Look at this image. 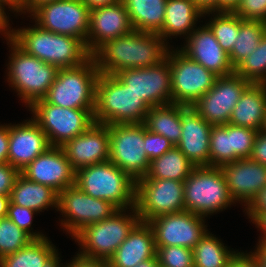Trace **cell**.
<instances>
[{
	"mask_svg": "<svg viewBox=\"0 0 266 267\" xmlns=\"http://www.w3.org/2000/svg\"><path fill=\"white\" fill-rule=\"evenodd\" d=\"M168 48V43L157 33L133 30L104 42L91 57L100 73L116 75L125 69L157 65L166 58Z\"/></svg>",
	"mask_w": 266,
	"mask_h": 267,
	"instance_id": "obj_1",
	"label": "cell"
},
{
	"mask_svg": "<svg viewBox=\"0 0 266 267\" xmlns=\"http://www.w3.org/2000/svg\"><path fill=\"white\" fill-rule=\"evenodd\" d=\"M34 27L12 29L10 39L25 53L58 69L74 68L91 58L86 44L76 37Z\"/></svg>",
	"mask_w": 266,
	"mask_h": 267,
	"instance_id": "obj_2",
	"label": "cell"
},
{
	"mask_svg": "<svg viewBox=\"0 0 266 267\" xmlns=\"http://www.w3.org/2000/svg\"><path fill=\"white\" fill-rule=\"evenodd\" d=\"M149 110L147 103L130 90L117 75L100 73L96 84L93 113L96 123H142Z\"/></svg>",
	"mask_w": 266,
	"mask_h": 267,
	"instance_id": "obj_3",
	"label": "cell"
},
{
	"mask_svg": "<svg viewBox=\"0 0 266 267\" xmlns=\"http://www.w3.org/2000/svg\"><path fill=\"white\" fill-rule=\"evenodd\" d=\"M75 185L89 196L107 200L118 209L135 207L136 181L111 161L79 169L75 172Z\"/></svg>",
	"mask_w": 266,
	"mask_h": 267,
	"instance_id": "obj_4",
	"label": "cell"
},
{
	"mask_svg": "<svg viewBox=\"0 0 266 267\" xmlns=\"http://www.w3.org/2000/svg\"><path fill=\"white\" fill-rule=\"evenodd\" d=\"M126 210L118 209L107 219L79 231L73 237L82 250L77 254L88 259L108 260L140 221L135 207L130 214L125 213Z\"/></svg>",
	"mask_w": 266,
	"mask_h": 267,
	"instance_id": "obj_5",
	"label": "cell"
},
{
	"mask_svg": "<svg viewBox=\"0 0 266 267\" xmlns=\"http://www.w3.org/2000/svg\"><path fill=\"white\" fill-rule=\"evenodd\" d=\"M6 39L7 45L11 46L7 81L29 108L36 100L42 99L47 94L59 69L53 64H47L28 55L9 37Z\"/></svg>",
	"mask_w": 266,
	"mask_h": 267,
	"instance_id": "obj_6",
	"label": "cell"
},
{
	"mask_svg": "<svg viewBox=\"0 0 266 267\" xmlns=\"http://www.w3.org/2000/svg\"><path fill=\"white\" fill-rule=\"evenodd\" d=\"M234 204L220 167H194L184 180L185 211L207 217Z\"/></svg>",
	"mask_w": 266,
	"mask_h": 267,
	"instance_id": "obj_7",
	"label": "cell"
},
{
	"mask_svg": "<svg viewBox=\"0 0 266 267\" xmlns=\"http://www.w3.org/2000/svg\"><path fill=\"white\" fill-rule=\"evenodd\" d=\"M100 72L94 59L74 68L59 69L43 99L70 109H95L96 84Z\"/></svg>",
	"mask_w": 266,
	"mask_h": 267,
	"instance_id": "obj_8",
	"label": "cell"
},
{
	"mask_svg": "<svg viewBox=\"0 0 266 267\" xmlns=\"http://www.w3.org/2000/svg\"><path fill=\"white\" fill-rule=\"evenodd\" d=\"M33 119L45 132L51 146L61 147L86 131L95 121L94 109H70L52 105L43 98L30 107Z\"/></svg>",
	"mask_w": 266,
	"mask_h": 267,
	"instance_id": "obj_9",
	"label": "cell"
},
{
	"mask_svg": "<svg viewBox=\"0 0 266 267\" xmlns=\"http://www.w3.org/2000/svg\"><path fill=\"white\" fill-rule=\"evenodd\" d=\"M109 161L133 180L146 176L150 160L145 152L144 123L109 125Z\"/></svg>",
	"mask_w": 266,
	"mask_h": 267,
	"instance_id": "obj_10",
	"label": "cell"
},
{
	"mask_svg": "<svg viewBox=\"0 0 266 267\" xmlns=\"http://www.w3.org/2000/svg\"><path fill=\"white\" fill-rule=\"evenodd\" d=\"M166 57L171 71L172 103L192 106L213 87L218 76L181 50L169 48Z\"/></svg>",
	"mask_w": 266,
	"mask_h": 267,
	"instance_id": "obj_11",
	"label": "cell"
},
{
	"mask_svg": "<svg viewBox=\"0 0 266 267\" xmlns=\"http://www.w3.org/2000/svg\"><path fill=\"white\" fill-rule=\"evenodd\" d=\"M29 14L42 29L76 37L86 44L90 9L82 0L45 2L35 7Z\"/></svg>",
	"mask_w": 266,
	"mask_h": 267,
	"instance_id": "obj_12",
	"label": "cell"
},
{
	"mask_svg": "<svg viewBox=\"0 0 266 267\" xmlns=\"http://www.w3.org/2000/svg\"><path fill=\"white\" fill-rule=\"evenodd\" d=\"M135 208L140 221L185 211L184 181L145 179L136 181Z\"/></svg>",
	"mask_w": 266,
	"mask_h": 267,
	"instance_id": "obj_13",
	"label": "cell"
},
{
	"mask_svg": "<svg viewBox=\"0 0 266 267\" xmlns=\"http://www.w3.org/2000/svg\"><path fill=\"white\" fill-rule=\"evenodd\" d=\"M56 210L65 216L60 220L63 230L74 237L85 226L107 219L118 208L107 200L89 196L73 185L58 194Z\"/></svg>",
	"mask_w": 266,
	"mask_h": 267,
	"instance_id": "obj_14",
	"label": "cell"
},
{
	"mask_svg": "<svg viewBox=\"0 0 266 267\" xmlns=\"http://www.w3.org/2000/svg\"><path fill=\"white\" fill-rule=\"evenodd\" d=\"M250 84V81L235 73L217 77L213 87L192 107L212 125L227 124L233 108Z\"/></svg>",
	"mask_w": 266,
	"mask_h": 267,
	"instance_id": "obj_15",
	"label": "cell"
},
{
	"mask_svg": "<svg viewBox=\"0 0 266 267\" xmlns=\"http://www.w3.org/2000/svg\"><path fill=\"white\" fill-rule=\"evenodd\" d=\"M204 219L189 211H182L157 216L148 224L154 233L156 247L181 246L193 250L208 231Z\"/></svg>",
	"mask_w": 266,
	"mask_h": 267,
	"instance_id": "obj_16",
	"label": "cell"
},
{
	"mask_svg": "<svg viewBox=\"0 0 266 267\" xmlns=\"http://www.w3.org/2000/svg\"><path fill=\"white\" fill-rule=\"evenodd\" d=\"M149 107L172 104L169 60L146 68L125 69L116 74Z\"/></svg>",
	"mask_w": 266,
	"mask_h": 267,
	"instance_id": "obj_17",
	"label": "cell"
},
{
	"mask_svg": "<svg viewBox=\"0 0 266 267\" xmlns=\"http://www.w3.org/2000/svg\"><path fill=\"white\" fill-rule=\"evenodd\" d=\"M20 173L30 181L50 186L58 194L75 185V171L62 147H49Z\"/></svg>",
	"mask_w": 266,
	"mask_h": 267,
	"instance_id": "obj_18",
	"label": "cell"
},
{
	"mask_svg": "<svg viewBox=\"0 0 266 267\" xmlns=\"http://www.w3.org/2000/svg\"><path fill=\"white\" fill-rule=\"evenodd\" d=\"M109 145V125L94 122L61 147L76 172L89 165L109 161Z\"/></svg>",
	"mask_w": 266,
	"mask_h": 267,
	"instance_id": "obj_19",
	"label": "cell"
},
{
	"mask_svg": "<svg viewBox=\"0 0 266 267\" xmlns=\"http://www.w3.org/2000/svg\"><path fill=\"white\" fill-rule=\"evenodd\" d=\"M220 168L232 199L236 203H245V208L266 187V166L250 158L239 159Z\"/></svg>",
	"mask_w": 266,
	"mask_h": 267,
	"instance_id": "obj_20",
	"label": "cell"
},
{
	"mask_svg": "<svg viewBox=\"0 0 266 267\" xmlns=\"http://www.w3.org/2000/svg\"><path fill=\"white\" fill-rule=\"evenodd\" d=\"M51 145L45 132L33 119L9 125L8 163L21 172Z\"/></svg>",
	"mask_w": 266,
	"mask_h": 267,
	"instance_id": "obj_21",
	"label": "cell"
},
{
	"mask_svg": "<svg viewBox=\"0 0 266 267\" xmlns=\"http://www.w3.org/2000/svg\"><path fill=\"white\" fill-rule=\"evenodd\" d=\"M133 30L122 0L115 4L94 8L90 10L86 47L92 54L104 42L126 35Z\"/></svg>",
	"mask_w": 266,
	"mask_h": 267,
	"instance_id": "obj_22",
	"label": "cell"
},
{
	"mask_svg": "<svg viewBox=\"0 0 266 267\" xmlns=\"http://www.w3.org/2000/svg\"><path fill=\"white\" fill-rule=\"evenodd\" d=\"M186 45L180 50L189 58L213 72L216 76L234 73L229 54L219 45L213 31L206 24L195 29L187 38Z\"/></svg>",
	"mask_w": 266,
	"mask_h": 267,
	"instance_id": "obj_23",
	"label": "cell"
},
{
	"mask_svg": "<svg viewBox=\"0 0 266 267\" xmlns=\"http://www.w3.org/2000/svg\"><path fill=\"white\" fill-rule=\"evenodd\" d=\"M182 135L176 145L195 167L210 166V133L212 124L192 106L181 105Z\"/></svg>",
	"mask_w": 266,
	"mask_h": 267,
	"instance_id": "obj_24",
	"label": "cell"
},
{
	"mask_svg": "<svg viewBox=\"0 0 266 267\" xmlns=\"http://www.w3.org/2000/svg\"><path fill=\"white\" fill-rule=\"evenodd\" d=\"M156 256L154 233L148 222L139 221L114 254L109 267H136L140 262Z\"/></svg>",
	"mask_w": 266,
	"mask_h": 267,
	"instance_id": "obj_25",
	"label": "cell"
},
{
	"mask_svg": "<svg viewBox=\"0 0 266 267\" xmlns=\"http://www.w3.org/2000/svg\"><path fill=\"white\" fill-rule=\"evenodd\" d=\"M266 112V83H251L233 108L229 123L260 131Z\"/></svg>",
	"mask_w": 266,
	"mask_h": 267,
	"instance_id": "obj_26",
	"label": "cell"
},
{
	"mask_svg": "<svg viewBox=\"0 0 266 267\" xmlns=\"http://www.w3.org/2000/svg\"><path fill=\"white\" fill-rule=\"evenodd\" d=\"M203 14L204 11L194 0H167L165 20L157 34L164 41L171 36L183 35L187 38L195 30V24L198 18L204 16Z\"/></svg>",
	"mask_w": 266,
	"mask_h": 267,
	"instance_id": "obj_27",
	"label": "cell"
},
{
	"mask_svg": "<svg viewBox=\"0 0 266 267\" xmlns=\"http://www.w3.org/2000/svg\"><path fill=\"white\" fill-rule=\"evenodd\" d=\"M55 247L48 237L33 239L16 253L1 258L0 267H61Z\"/></svg>",
	"mask_w": 266,
	"mask_h": 267,
	"instance_id": "obj_28",
	"label": "cell"
},
{
	"mask_svg": "<svg viewBox=\"0 0 266 267\" xmlns=\"http://www.w3.org/2000/svg\"><path fill=\"white\" fill-rule=\"evenodd\" d=\"M10 201L39 213L49 207L58 208V193L50 186L30 181L20 173L13 185Z\"/></svg>",
	"mask_w": 266,
	"mask_h": 267,
	"instance_id": "obj_29",
	"label": "cell"
},
{
	"mask_svg": "<svg viewBox=\"0 0 266 267\" xmlns=\"http://www.w3.org/2000/svg\"><path fill=\"white\" fill-rule=\"evenodd\" d=\"M134 30L157 33L165 20L167 0H122Z\"/></svg>",
	"mask_w": 266,
	"mask_h": 267,
	"instance_id": "obj_30",
	"label": "cell"
},
{
	"mask_svg": "<svg viewBox=\"0 0 266 267\" xmlns=\"http://www.w3.org/2000/svg\"><path fill=\"white\" fill-rule=\"evenodd\" d=\"M143 123L147 130L166 137L176 146L182 135L181 105L150 107Z\"/></svg>",
	"mask_w": 266,
	"mask_h": 267,
	"instance_id": "obj_31",
	"label": "cell"
},
{
	"mask_svg": "<svg viewBox=\"0 0 266 267\" xmlns=\"http://www.w3.org/2000/svg\"><path fill=\"white\" fill-rule=\"evenodd\" d=\"M194 167L180 149L173 146L162 156L150 161L149 170L144 178L184 181Z\"/></svg>",
	"mask_w": 266,
	"mask_h": 267,
	"instance_id": "obj_32",
	"label": "cell"
},
{
	"mask_svg": "<svg viewBox=\"0 0 266 267\" xmlns=\"http://www.w3.org/2000/svg\"><path fill=\"white\" fill-rule=\"evenodd\" d=\"M235 252L207 231L193 248L194 267H228Z\"/></svg>",
	"mask_w": 266,
	"mask_h": 267,
	"instance_id": "obj_33",
	"label": "cell"
},
{
	"mask_svg": "<svg viewBox=\"0 0 266 267\" xmlns=\"http://www.w3.org/2000/svg\"><path fill=\"white\" fill-rule=\"evenodd\" d=\"M266 33V22L259 20H243L239 26V36L229 54L232 66L235 68L258 47L261 38Z\"/></svg>",
	"mask_w": 266,
	"mask_h": 267,
	"instance_id": "obj_34",
	"label": "cell"
},
{
	"mask_svg": "<svg viewBox=\"0 0 266 267\" xmlns=\"http://www.w3.org/2000/svg\"><path fill=\"white\" fill-rule=\"evenodd\" d=\"M243 19L234 12H216L207 25L213 31L222 49L230 54L239 36V26Z\"/></svg>",
	"mask_w": 266,
	"mask_h": 267,
	"instance_id": "obj_35",
	"label": "cell"
},
{
	"mask_svg": "<svg viewBox=\"0 0 266 267\" xmlns=\"http://www.w3.org/2000/svg\"><path fill=\"white\" fill-rule=\"evenodd\" d=\"M210 166L221 167L233 162L231 124L213 125L210 133Z\"/></svg>",
	"mask_w": 266,
	"mask_h": 267,
	"instance_id": "obj_36",
	"label": "cell"
},
{
	"mask_svg": "<svg viewBox=\"0 0 266 267\" xmlns=\"http://www.w3.org/2000/svg\"><path fill=\"white\" fill-rule=\"evenodd\" d=\"M234 73L251 83H266V33L255 51L234 68Z\"/></svg>",
	"mask_w": 266,
	"mask_h": 267,
	"instance_id": "obj_37",
	"label": "cell"
},
{
	"mask_svg": "<svg viewBox=\"0 0 266 267\" xmlns=\"http://www.w3.org/2000/svg\"><path fill=\"white\" fill-rule=\"evenodd\" d=\"M33 238L20 229L8 217L0 218V259L12 253H16L28 245Z\"/></svg>",
	"mask_w": 266,
	"mask_h": 267,
	"instance_id": "obj_38",
	"label": "cell"
},
{
	"mask_svg": "<svg viewBox=\"0 0 266 267\" xmlns=\"http://www.w3.org/2000/svg\"><path fill=\"white\" fill-rule=\"evenodd\" d=\"M159 267H194L193 250L181 246L156 247Z\"/></svg>",
	"mask_w": 266,
	"mask_h": 267,
	"instance_id": "obj_39",
	"label": "cell"
},
{
	"mask_svg": "<svg viewBox=\"0 0 266 267\" xmlns=\"http://www.w3.org/2000/svg\"><path fill=\"white\" fill-rule=\"evenodd\" d=\"M258 132L259 131L248 127L231 125L233 162L251 156Z\"/></svg>",
	"mask_w": 266,
	"mask_h": 267,
	"instance_id": "obj_40",
	"label": "cell"
},
{
	"mask_svg": "<svg viewBox=\"0 0 266 267\" xmlns=\"http://www.w3.org/2000/svg\"><path fill=\"white\" fill-rule=\"evenodd\" d=\"M34 214H37L36 211L13 204L10 201L7 217L11 219L20 229L28 233L33 239L45 238L44 234H41L40 232H33L30 229Z\"/></svg>",
	"mask_w": 266,
	"mask_h": 267,
	"instance_id": "obj_41",
	"label": "cell"
},
{
	"mask_svg": "<svg viewBox=\"0 0 266 267\" xmlns=\"http://www.w3.org/2000/svg\"><path fill=\"white\" fill-rule=\"evenodd\" d=\"M145 152L150 161L162 156L174 145L164 136L146 129L144 125Z\"/></svg>",
	"mask_w": 266,
	"mask_h": 267,
	"instance_id": "obj_42",
	"label": "cell"
},
{
	"mask_svg": "<svg viewBox=\"0 0 266 267\" xmlns=\"http://www.w3.org/2000/svg\"><path fill=\"white\" fill-rule=\"evenodd\" d=\"M234 13L243 20L266 22V0H241Z\"/></svg>",
	"mask_w": 266,
	"mask_h": 267,
	"instance_id": "obj_43",
	"label": "cell"
},
{
	"mask_svg": "<svg viewBox=\"0 0 266 267\" xmlns=\"http://www.w3.org/2000/svg\"><path fill=\"white\" fill-rule=\"evenodd\" d=\"M19 174L20 172L8 162L0 164V194L10 196Z\"/></svg>",
	"mask_w": 266,
	"mask_h": 267,
	"instance_id": "obj_44",
	"label": "cell"
},
{
	"mask_svg": "<svg viewBox=\"0 0 266 267\" xmlns=\"http://www.w3.org/2000/svg\"><path fill=\"white\" fill-rule=\"evenodd\" d=\"M251 222L254 223L262 214L266 213V187H264L256 198L245 208Z\"/></svg>",
	"mask_w": 266,
	"mask_h": 267,
	"instance_id": "obj_45",
	"label": "cell"
},
{
	"mask_svg": "<svg viewBox=\"0 0 266 267\" xmlns=\"http://www.w3.org/2000/svg\"><path fill=\"white\" fill-rule=\"evenodd\" d=\"M252 161L258 162L266 166V132L259 131L252 149L251 156Z\"/></svg>",
	"mask_w": 266,
	"mask_h": 267,
	"instance_id": "obj_46",
	"label": "cell"
},
{
	"mask_svg": "<svg viewBox=\"0 0 266 267\" xmlns=\"http://www.w3.org/2000/svg\"><path fill=\"white\" fill-rule=\"evenodd\" d=\"M228 267H261L256 257L251 253L235 252L230 258Z\"/></svg>",
	"mask_w": 266,
	"mask_h": 267,
	"instance_id": "obj_47",
	"label": "cell"
},
{
	"mask_svg": "<svg viewBox=\"0 0 266 267\" xmlns=\"http://www.w3.org/2000/svg\"><path fill=\"white\" fill-rule=\"evenodd\" d=\"M61 267H109L108 260L88 259L81 257L78 254L71 260L70 263Z\"/></svg>",
	"mask_w": 266,
	"mask_h": 267,
	"instance_id": "obj_48",
	"label": "cell"
},
{
	"mask_svg": "<svg viewBox=\"0 0 266 267\" xmlns=\"http://www.w3.org/2000/svg\"><path fill=\"white\" fill-rule=\"evenodd\" d=\"M9 124L0 125V164L8 162Z\"/></svg>",
	"mask_w": 266,
	"mask_h": 267,
	"instance_id": "obj_49",
	"label": "cell"
},
{
	"mask_svg": "<svg viewBox=\"0 0 266 267\" xmlns=\"http://www.w3.org/2000/svg\"><path fill=\"white\" fill-rule=\"evenodd\" d=\"M241 0H215V12H234Z\"/></svg>",
	"mask_w": 266,
	"mask_h": 267,
	"instance_id": "obj_50",
	"label": "cell"
},
{
	"mask_svg": "<svg viewBox=\"0 0 266 267\" xmlns=\"http://www.w3.org/2000/svg\"><path fill=\"white\" fill-rule=\"evenodd\" d=\"M4 6H8L16 14L27 12V0H0Z\"/></svg>",
	"mask_w": 266,
	"mask_h": 267,
	"instance_id": "obj_51",
	"label": "cell"
},
{
	"mask_svg": "<svg viewBox=\"0 0 266 267\" xmlns=\"http://www.w3.org/2000/svg\"><path fill=\"white\" fill-rule=\"evenodd\" d=\"M5 6L0 1V33L5 35V38L10 37L12 29L10 28L9 18L6 14ZM10 28V30H9Z\"/></svg>",
	"mask_w": 266,
	"mask_h": 267,
	"instance_id": "obj_52",
	"label": "cell"
},
{
	"mask_svg": "<svg viewBox=\"0 0 266 267\" xmlns=\"http://www.w3.org/2000/svg\"><path fill=\"white\" fill-rule=\"evenodd\" d=\"M257 248L251 252L258 260L261 267H266V241H259Z\"/></svg>",
	"mask_w": 266,
	"mask_h": 267,
	"instance_id": "obj_53",
	"label": "cell"
},
{
	"mask_svg": "<svg viewBox=\"0 0 266 267\" xmlns=\"http://www.w3.org/2000/svg\"><path fill=\"white\" fill-rule=\"evenodd\" d=\"M194 1L204 11L203 15L215 14V0H194Z\"/></svg>",
	"mask_w": 266,
	"mask_h": 267,
	"instance_id": "obj_54",
	"label": "cell"
},
{
	"mask_svg": "<svg viewBox=\"0 0 266 267\" xmlns=\"http://www.w3.org/2000/svg\"><path fill=\"white\" fill-rule=\"evenodd\" d=\"M87 7L92 10L94 8L103 7L106 5L115 4L121 0H82Z\"/></svg>",
	"mask_w": 266,
	"mask_h": 267,
	"instance_id": "obj_55",
	"label": "cell"
},
{
	"mask_svg": "<svg viewBox=\"0 0 266 267\" xmlns=\"http://www.w3.org/2000/svg\"><path fill=\"white\" fill-rule=\"evenodd\" d=\"M9 204H10V196L0 194V218L7 217Z\"/></svg>",
	"mask_w": 266,
	"mask_h": 267,
	"instance_id": "obj_56",
	"label": "cell"
},
{
	"mask_svg": "<svg viewBox=\"0 0 266 267\" xmlns=\"http://www.w3.org/2000/svg\"><path fill=\"white\" fill-rule=\"evenodd\" d=\"M257 228L262 230L261 238H259V241H266V213L262 214L255 222Z\"/></svg>",
	"mask_w": 266,
	"mask_h": 267,
	"instance_id": "obj_57",
	"label": "cell"
},
{
	"mask_svg": "<svg viewBox=\"0 0 266 267\" xmlns=\"http://www.w3.org/2000/svg\"><path fill=\"white\" fill-rule=\"evenodd\" d=\"M136 267H159L157 256L140 262Z\"/></svg>",
	"mask_w": 266,
	"mask_h": 267,
	"instance_id": "obj_58",
	"label": "cell"
},
{
	"mask_svg": "<svg viewBox=\"0 0 266 267\" xmlns=\"http://www.w3.org/2000/svg\"><path fill=\"white\" fill-rule=\"evenodd\" d=\"M49 1H54V0H27V13L28 12L30 13L38 5Z\"/></svg>",
	"mask_w": 266,
	"mask_h": 267,
	"instance_id": "obj_59",
	"label": "cell"
},
{
	"mask_svg": "<svg viewBox=\"0 0 266 267\" xmlns=\"http://www.w3.org/2000/svg\"><path fill=\"white\" fill-rule=\"evenodd\" d=\"M261 131H265L266 132V112H265V120H264V124L262 126Z\"/></svg>",
	"mask_w": 266,
	"mask_h": 267,
	"instance_id": "obj_60",
	"label": "cell"
}]
</instances>
